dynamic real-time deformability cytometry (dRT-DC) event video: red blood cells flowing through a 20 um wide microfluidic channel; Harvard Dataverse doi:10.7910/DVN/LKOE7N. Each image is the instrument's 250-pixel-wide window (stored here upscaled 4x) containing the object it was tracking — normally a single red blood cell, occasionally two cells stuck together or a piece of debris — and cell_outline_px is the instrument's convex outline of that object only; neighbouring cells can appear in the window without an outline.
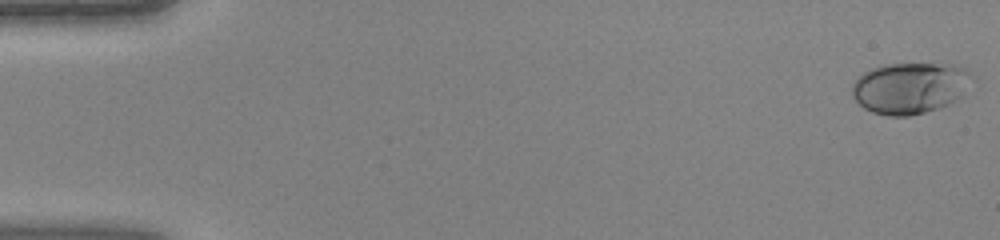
{"species": "human", "species_latin": "Homo sapiens", "temperature_condition": "warm", "stored_images_in_passage": 45, "camera_frame_rate_fps": 3000, "um_per_image_px": 0.085, "donor": {"sex": "female"}, "frame": {"image": 1, "passage_image": 1, "time_ms": 0.0, "image_size_px": [1000, 240], "cell_outline_px": [[972, 76], [960, 96], [948, 104], [940, 108], [908, 116], [888, 116], [872, 112], [864, 108], [852, 96], [852, 84], [864, 72], [872, 68], [884, 64], [952, 64], [964, 68]], "centroid_in_image_um": [77.3, 7.48], "position_along_channel_um": 7.7, "area_um2": 35.43}}
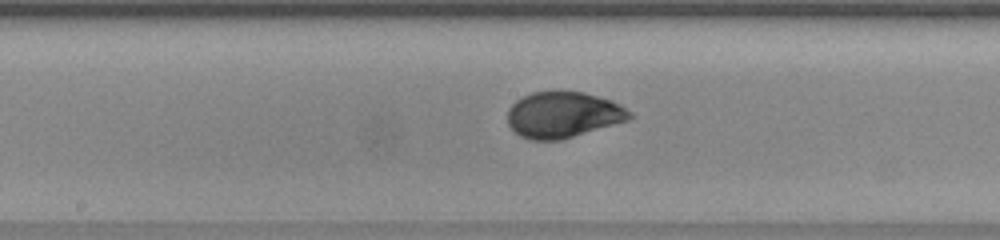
{"frame": {"image": 2, "passage_image": 24, "time_ms": 7.667, "image_size_px": [1000, 240], "cell_outline_px": [[636, 116], [628, 120], [560, 140], [528, 140], [520, 136], [508, 124], [508, 108], [516, 100], [532, 92], [584, 92], [612, 100], [620, 104], [632, 112]], "centroid_in_image_um": [47.88, 9.76], "position_along_channel_um": 200.3, "area_um2": 32.66}}
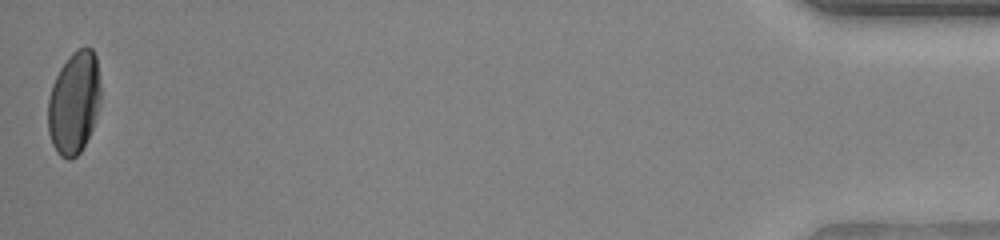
{"frame": {"image": 3, "passage_image": 45, "time_ms": 14.667, "image_size_px": [1000, 240], "cell_outline_px": [[100, 100], [92, 128], [80, 152], [72, 160], [68, 160], [60, 156], [56, 152], [52, 144], [48, 132], [48, 100], [52, 84], [60, 68], [68, 56], [76, 48], [92, 48], [96, 56], [100, 80]], "centroid_in_image_um": [6.28, 8.72], "position_along_channel_um": 428.9, "area_um2": 31.56}}